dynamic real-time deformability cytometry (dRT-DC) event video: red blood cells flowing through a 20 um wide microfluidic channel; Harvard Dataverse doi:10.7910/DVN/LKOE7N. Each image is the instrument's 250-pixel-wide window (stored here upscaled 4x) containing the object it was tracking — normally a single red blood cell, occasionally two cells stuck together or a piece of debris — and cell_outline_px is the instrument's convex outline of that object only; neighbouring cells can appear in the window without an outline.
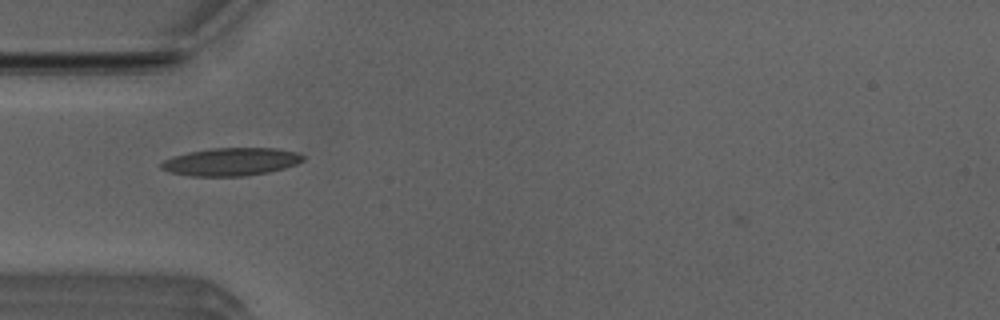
{"species": "Egyptian fruit bat (a non-hibernating species)", "species_latin": "Rousettus aegyptiacus", "temperature_condition": "room temperature", "stored_images_in_passage": 37, "camera_frame_rate_fps": 3000, "um_per_image_px": 0.085, "animal": {"sex": "male"}, "frame": {"image": 1, "passage_image": 1, "time_ms": 0.0, "image_size_px": [1000, 320], "cell_outline_px": [[304, 160], [296, 164], [284, 168], [268, 172], [244, 176], [192, 176], [168, 172], [160, 168], [160, 164], [164, 160], [172, 156], [188, 152], [212, 148], [276, 148], [296, 152], [304, 156]], "centroid_in_image_um": [19.61, 13.75], "position_along_channel_um": 65.4, "area_um2": 23.06}}
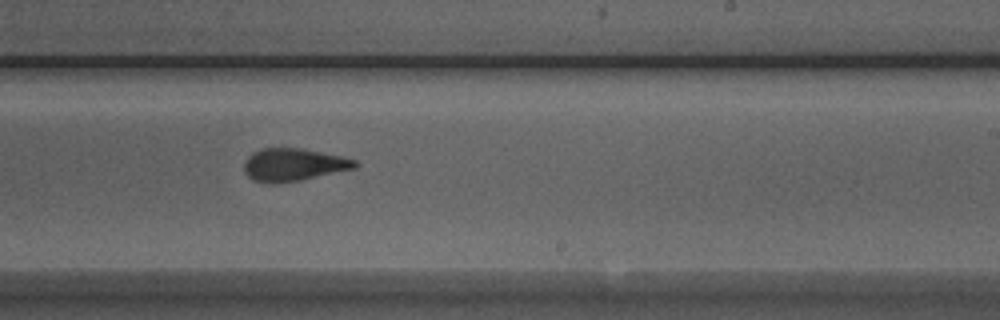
{"frame": {"image": 2, "passage_image": 16, "time_ms": 5.0, "image_size_px": [1000, 320], "cell_outline_px": [[356, 168], [300, 180], [276, 184], [272, 184], [252, 180], [244, 172], [244, 164], [248, 156], [252, 152], [264, 148], [300, 148], [340, 156], [356, 160]], "centroid_in_image_um": [24.9, 14.01], "position_along_channel_um": 264.1, "area_um2": 20.98}}
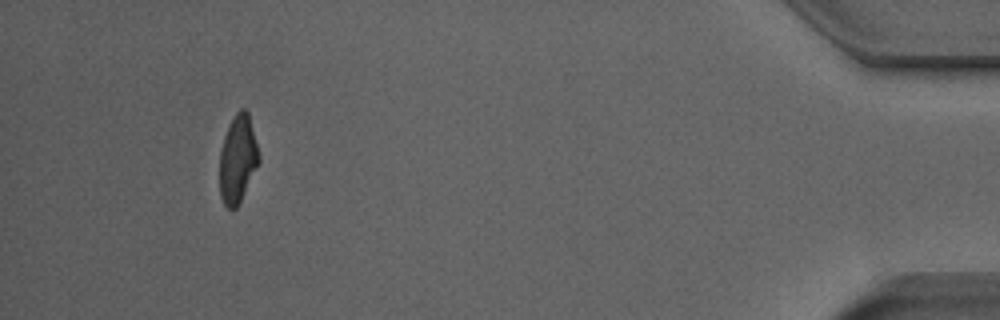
{"frame": {"image": 3, "passage_image": 33, "time_ms": 10.667, "image_size_px": [1000, 320], "cell_outline_px": [[260, 160], [236, 208], [228, 208], [224, 204], [220, 196], [220, 152], [224, 136], [236, 112], [240, 108], [244, 108], [248, 112], [260, 156]], "centroid_in_image_um": [20.2, 13.5], "position_along_channel_um": 415.0, "area_um2": 19.65}, "authors_computed_cell_mechanics": {"area_um2": 20.808, "velocity_mm_per_s": 3.9736, "shape_relaxation_time_tau1_ms": 7.9064, "shape_relaxation_time_tau2_ms": 1.5979, "deformation_change_tau1": 0.2349, "deformation_change_tau2": 0.096}}